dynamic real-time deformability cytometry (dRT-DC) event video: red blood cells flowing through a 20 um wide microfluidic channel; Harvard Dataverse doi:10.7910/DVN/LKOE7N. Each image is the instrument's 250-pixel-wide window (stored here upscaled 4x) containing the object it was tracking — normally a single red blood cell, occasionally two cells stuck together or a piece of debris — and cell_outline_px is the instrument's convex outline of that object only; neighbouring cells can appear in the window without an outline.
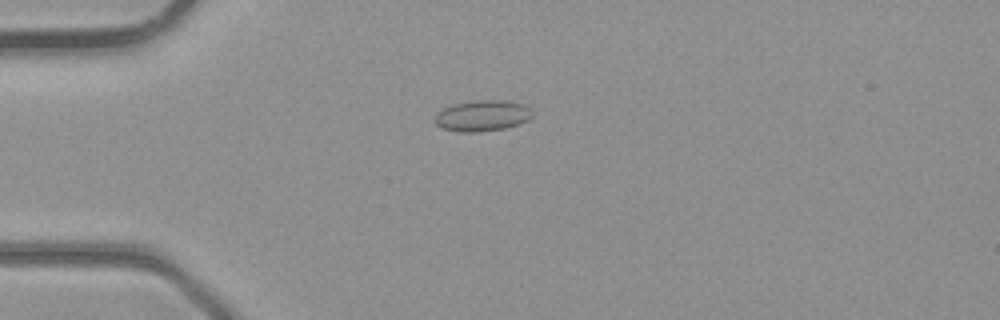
{"species": "common noctule bat (a hibernating species)", "species_latin": "Nyctalus noctula", "temperature_condition": "room temperature", "stored_images_in_passage": 34, "camera_frame_rate_fps": 3000, "um_per_image_px": 0.085, "animal": {"sex": "male", "body_mass_g": 23.1, "forearm_length_mm": 52.7}, "frame": {"image": 1, "passage_image": 5, "time_ms": 1.333, "image_size_px": [1000, 320], "cell_outline_px": [[532, 116], [528, 120], [504, 128], [480, 132], [460, 132], [440, 128], [432, 120], [436, 112], [452, 104], [476, 100], [508, 100], [524, 104], [532, 108]], "centroid_in_image_um": [40.97, 9.83], "position_along_channel_um": 44.0, "area_um2": 17.92}}
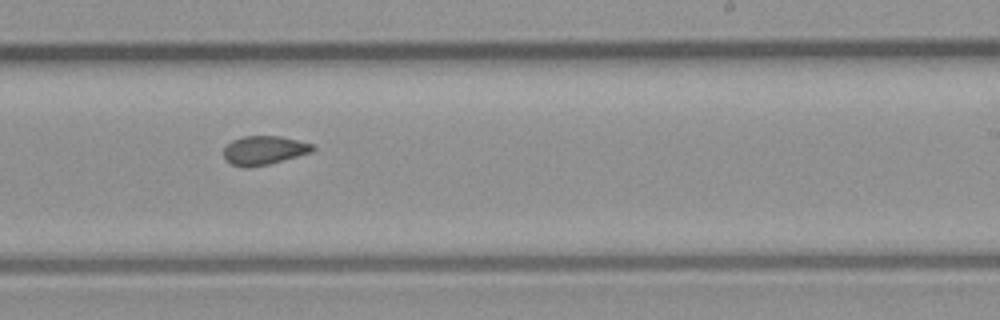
{"frame": {"image": 2, "passage_image": 19, "time_ms": 6.0, "image_size_px": [1000, 320], "cell_outline_px": [[316, 148], [312, 152], [268, 164], [232, 164], [224, 160], [224, 148], [232, 140], [244, 136], [280, 136], [312, 144]], "centroid_in_image_um": [22.47, 12.73], "position_along_channel_um": 266.5, "area_um2": 14.33}}
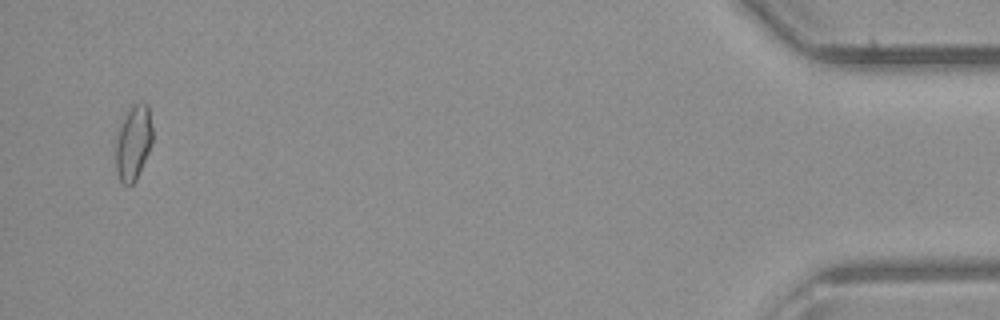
{"frame": {"image": 3, "passage_image": 33, "time_ms": 10.667, "image_size_px": [1000, 320], "cell_outline_px": [[152, 144], [136, 180], [128, 188], [120, 180], [116, 172], [116, 144], [124, 112], [136, 104], [148, 104], [152, 128]], "centroid_in_image_um": [11.34, 12.16], "position_along_channel_um": 423.9, "area_um2": 15.95}}